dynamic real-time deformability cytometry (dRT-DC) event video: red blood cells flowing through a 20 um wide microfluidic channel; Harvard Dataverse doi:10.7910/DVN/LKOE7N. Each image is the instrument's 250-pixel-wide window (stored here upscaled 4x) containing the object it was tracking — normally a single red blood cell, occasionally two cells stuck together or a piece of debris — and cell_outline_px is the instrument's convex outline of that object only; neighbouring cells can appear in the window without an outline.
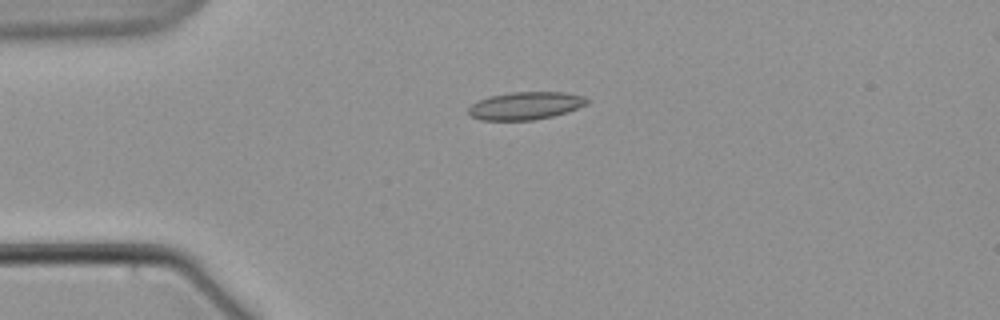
{"species": "common noctule bat (a hibernating species)", "species_latin": "Nyctalus noctula", "temperature_condition": "warm", "stored_images_in_passage": 5, "camera_frame_rate_fps": 3000, "um_per_image_px": 0.085, "animal": {"sex": "male", "body_mass_g": 21.5, "forearm_length_mm": 52.0}, "frame": {"image": 1, "passage_image": 4, "time_ms": 5.0, "image_size_px": [1000, 320], "cell_outline_px": [[592, 100], [588, 104], [568, 112], [552, 116], [532, 120], [480, 120], [472, 116], [468, 112], [468, 108], [472, 104], [488, 96], [512, 92], [564, 92], [584, 96]], "centroid_in_image_um": [44.72, 8.98], "position_along_channel_um": 40.3, "area_um2": 19.25}}